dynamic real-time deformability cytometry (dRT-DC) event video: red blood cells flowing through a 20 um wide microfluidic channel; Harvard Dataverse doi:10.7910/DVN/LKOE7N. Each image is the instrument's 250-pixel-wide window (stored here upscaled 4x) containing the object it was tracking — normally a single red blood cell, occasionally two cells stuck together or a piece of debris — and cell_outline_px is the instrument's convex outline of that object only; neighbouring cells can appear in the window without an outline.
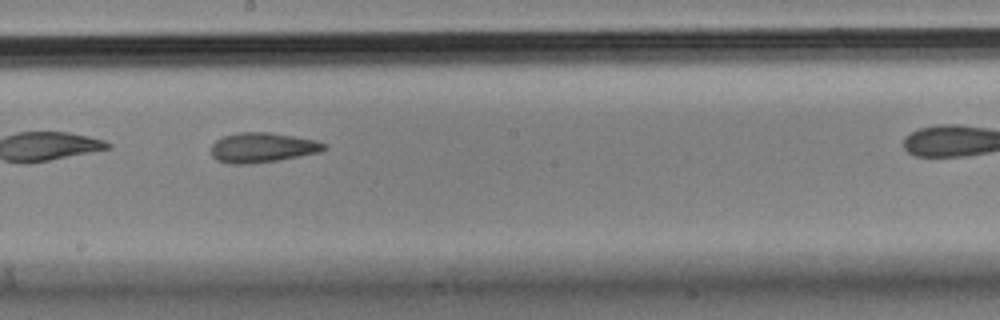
{"species": "Egyptian fruit bat (a non-hibernating species)", "species_latin": "Rousettus aegyptiacus", "temperature_condition": "cold", "stored_images_in_passage": 12, "camera_frame_rate_fps": 3000, "um_per_image_px": 0.085, "animal": {"sex": "male"}, "frame": {"image": 1, "passage_image": 7, "time_ms": 2.0, "image_size_px": [1000, 320], "cell_outline_px": [[328, 148], [320, 152], [280, 160], [252, 164], [228, 164], [216, 160], [212, 156], [212, 144], [216, 140], [224, 136], [240, 132], [268, 132], [316, 140], [328, 144]], "centroid_in_image_um": [22.32, 12.55], "position_along_channel_um": 225.9, "area_um2": 19.83}}